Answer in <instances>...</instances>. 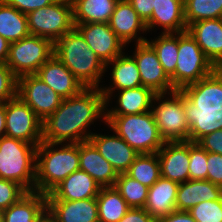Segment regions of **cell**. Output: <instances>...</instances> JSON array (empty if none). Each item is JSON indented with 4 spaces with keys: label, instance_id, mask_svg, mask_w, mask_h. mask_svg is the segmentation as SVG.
<instances>
[{
    "label": "cell",
    "instance_id": "cell-1",
    "mask_svg": "<svg viewBox=\"0 0 222 222\" xmlns=\"http://www.w3.org/2000/svg\"><path fill=\"white\" fill-rule=\"evenodd\" d=\"M106 124V99L100 88H84L79 94L63 99L60 106L42 124L43 141L80 143L89 140V127Z\"/></svg>",
    "mask_w": 222,
    "mask_h": 222
},
{
    "label": "cell",
    "instance_id": "cell-2",
    "mask_svg": "<svg viewBox=\"0 0 222 222\" xmlns=\"http://www.w3.org/2000/svg\"><path fill=\"white\" fill-rule=\"evenodd\" d=\"M185 95V112L190 127L189 141L222 129V69L181 89Z\"/></svg>",
    "mask_w": 222,
    "mask_h": 222
},
{
    "label": "cell",
    "instance_id": "cell-3",
    "mask_svg": "<svg viewBox=\"0 0 222 222\" xmlns=\"http://www.w3.org/2000/svg\"><path fill=\"white\" fill-rule=\"evenodd\" d=\"M54 54L85 88H100L105 64L74 28L54 43Z\"/></svg>",
    "mask_w": 222,
    "mask_h": 222
},
{
    "label": "cell",
    "instance_id": "cell-4",
    "mask_svg": "<svg viewBox=\"0 0 222 222\" xmlns=\"http://www.w3.org/2000/svg\"><path fill=\"white\" fill-rule=\"evenodd\" d=\"M76 170H79V143L42 141L36 150L34 191L47 195Z\"/></svg>",
    "mask_w": 222,
    "mask_h": 222
},
{
    "label": "cell",
    "instance_id": "cell-5",
    "mask_svg": "<svg viewBox=\"0 0 222 222\" xmlns=\"http://www.w3.org/2000/svg\"><path fill=\"white\" fill-rule=\"evenodd\" d=\"M37 146L20 139L0 138V179L19 183L27 192L34 191Z\"/></svg>",
    "mask_w": 222,
    "mask_h": 222
},
{
    "label": "cell",
    "instance_id": "cell-6",
    "mask_svg": "<svg viewBox=\"0 0 222 222\" xmlns=\"http://www.w3.org/2000/svg\"><path fill=\"white\" fill-rule=\"evenodd\" d=\"M106 125L139 154L157 153L165 142L159 135L151 111L131 115H106Z\"/></svg>",
    "mask_w": 222,
    "mask_h": 222
},
{
    "label": "cell",
    "instance_id": "cell-7",
    "mask_svg": "<svg viewBox=\"0 0 222 222\" xmlns=\"http://www.w3.org/2000/svg\"><path fill=\"white\" fill-rule=\"evenodd\" d=\"M151 112L159 135L165 142L189 141L190 127L185 112V95L181 90L155 93Z\"/></svg>",
    "mask_w": 222,
    "mask_h": 222
},
{
    "label": "cell",
    "instance_id": "cell-8",
    "mask_svg": "<svg viewBox=\"0 0 222 222\" xmlns=\"http://www.w3.org/2000/svg\"><path fill=\"white\" fill-rule=\"evenodd\" d=\"M216 69L188 31L178 33L177 64L175 74L170 78L176 90L198 82Z\"/></svg>",
    "mask_w": 222,
    "mask_h": 222
},
{
    "label": "cell",
    "instance_id": "cell-9",
    "mask_svg": "<svg viewBox=\"0 0 222 222\" xmlns=\"http://www.w3.org/2000/svg\"><path fill=\"white\" fill-rule=\"evenodd\" d=\"M54 55V43L44 37L29 35L9 45L7 66L19 78L36 74Z\"/></svg>",
    "mask_w": 222,
    "mask_h": 222
},
{
    "label": "cell",
    "instance_id": "cell-10",
    "mask_svg": "<svg viewBox=\"0 0 222 222\" xmlns=\"http://www.w3.org/2000/svg\"><path fill=\"white\" fill-rule=\"evenodd\" d=\"M27 18L30 35L48 38L53 43L75 28L71 0H57L30 12Z\"/></svg>",
    "mask_w": 222,
    "mask_h": 222
},
{
    "label": "cell",
    "instance_id": "cell-11",
    "mask_svg": "<svg viewBox=\"0 0 222 222\" xmlns=\"http://www.w3.org/2000/svg\"><path fill=\"white\" fill-rule=\"evenodd\" d=\"M5 136L38 146L43 141V121L17 95L5 102Z\"/></svg>",
    "mask_w": 222,
    "mask_h": 222
},
{
    "label": "cell",
    "instance_id": "cell-12",
    "mask_svg": "<svg viewBox=\"0 0 222 222\" xmlns=\"http://www.w3.org/2000/svg\"><path fill=\"white\" fill-rule=\"evenodd\" d=\"M17 95L44 121L61 104L63 98L38 76L18 78Z\"/></svg>",
    "mask_w": 222,
    "mask_h": 222
},
{
    "label": "cell",
    "instance_id": "cell-13",
    "mask_svg": "<svg viewBox=\"0 0 222 222\" xmlns=\"http://www.w3.org/2000/svg\"><path fill=\"white\" fill-rule=\"evenodd\" d=\"M133 45L135 48L131 56L135 59L139 69L142 86L150 88L154 93H167L176 90L153 47L147 41Z\"/></svg>",
    "mask_w": 222,
    "mask_h": 222
},
{
    "label": "cell",
    "instance_id": "cell-14",
    "mask_svg": "<svg viewBox=\"0 0 222 222\" xmlns=\"http://www.w3.org/2000/svg\"><path fill=\"white\" fill-rule=\"evenodd\" d=\"M75 28L104 64L113 61L127 48L108 23L75 24Z\"/></svg>",
    "mask_w": 222,
    "mask_h": 222
},
{
    "label": "cell",
    "instance_id": "cell-15",
    "mask_svg": "<svg viewBox=\"0 0 222 222\" xmlns=\"http://www.w3.org/2000/svg\"><path fill=\"white\" fill-rule=\"evenodd\" d=\"M108 24L127 49L131 42L137 44L147 40L144 37L148 33L146 23L128 0H118Z\"/></svg>",
    "mask_w": 222,
    "mask_h": 222
},
{
    "label": "cell",
    "instance_id": "cell-16",
    "mask_svg": "<svg viewBox=\"0 0 222 222\" xmlns=\"http://www.w3.org/2000/svg\"><path fill=\"white\" fill-rule=\"evenodd\" d=\"M113 134L94 132L89 140L94 144L99 153L113 166L118 174L126 173L134 159L139 154L127 144L114 130Z\"/></svg>",
    "mask_w": 222,
    "mask_h": 222
},
{
    "label": "cell",
    "instance_id": "cell-17",
    "mask_svg": "<svg viewBox=\"0 0 222 222\" xmlns=\"http://www.w3.org/2000/svg\"><path fill=\"white\" fill-rule=\"evenodd\" d=\"M157 155L161 177L177 183L189 180V141L164 142Z\"/></svg>",
    "mask_w": 222,
    "mask_h": 222
},
{
    "label": "cell",
    "instance_id": "cell-18",
    "mask_svg": "<svg viewBox=\"0 0 222 222\" xmlns=\"http://www.w3.org/2000/svg\"><path fill=\"white\" fill-rule=\"evenodd\" d=\"M46 205L47 217L52 222H99L97 198L46 200Z\"/></svg>",
    "mask_w": 222,
    "mask_h": 222
},
{
    "label": "cell",
    "instance_id": "cell-19",
    "mask_svg": "<svg viewBox=\"0 0 222 222\" xmlns=\"http://www.w3.org/2000/svg\"><path fill=\"white\" fill-rule=\"evenodd\" d=\"M63 99L79 94L85 87L54 54L35 74Z\"/></svg>",
    "mask_w": 222,
    "mask_h": 222
},
{
    "label": "cell",
    "instance_id": "cell-20",
    "mask_svg": "<svg viewBox=\"0 0 222 222\" xmlns=\"http://www.w3.org/2000/svg\"><path fill=\"white\" fill-rule=\"evenodd\" d=\"M187 31L212 64L222 69V18L192 23Z\"/></svg>",
    "mask_w": 222,
    "mask_h": 222
},
{
    "label": "cell",
    "instance_id": "cell-21",
    "mask_svg": "<svg viewBox=\"0 0 222 222\" xmlns=\"http://www.w3.org/2000/svg\"><path fill=\"white\" fill-rule=\"evenodd\" d=\"M154 94L150 88L144 86L113 91L105 98L106 115H131L151 111ZM113 98L117 99L114 101L117 105L111 106Z\"/></svg>",
    "mask_w": 222,
    "mask_h": 222
},
{
    "label": "cell",
    "instance_id": "cell-22",
    "mask_svg": "<svg viewBox=\"0 0 222 222\" xmlns=\"http://www.w3.org/2000/svg\"><path fill=\"white\" fill-rule=\"evenodd\" d=\"M146 27L151 34L158 27H161L162 34L187 31L184 0H154L152 16Z\"/></svg>",
    "mask_w": 222,
    "mask_h": 222
},
{
    "label": "cell",
    "instance_id": "cell-23",
    "mask_svg": "<svg viewBox=\"0 0 222 222\" xmlns=\"http://www.w3.org/2000/svg\"><path fill=\"white\" fill-rule=\"evenodd\" d=\"M111 68V69H110ZM111 77L108 86L103 84L100 87L101 92L106 98L113 91L123 89L137 88L142 86L141 76L135 59L128 53L117 56L113 61L105 64V72H109Z\"/></svg>",
    "mask_w": 222,
    "mask_h": 222
},
{
    "label": "cell",
    "instance_id": "cell-24",
    "mask_svg": "<svg viewBox=\"0 0 222 222\" xmlns=\"http://www.w3.org/2000/svg\"><path fill=\"white\" fill-rule=\"evenodd\" d=\"M100 188L101 186L87 172L79 169L47 194L46 200L79 201L96 198Z\"/></svg>",
    "mask_w": 222,
    "mask_h": 222
},
{
    "label": "cell",
    "instance_id": "cell-25",
    "mask_svg": "<svg viewBox=\"0 0 222 222\" xmlns=\"http://www.w3.org/2000/svg\"><path fill=\"white\" fill-rule=\"evenodd\" d=\"M79 169L87 172L101 187L114 186L119 175L90 140L79 143Z\"/></svg>",
    "mask_w": 222,
    "mask_h": 222
},
{
    "label": "cell",
    "instance_id": "cell-26",
    "mask_svg": "<svg viewBox=\"0 0 222 222\" xmlns=\"http://www.w3.org/2000/svg\"><path fill=\"white\" fill-rule=\"evenodd\" d=\"M47 217L46 194L28 191L1 212L0 222H42Z\"/></svg>",
    "mask_w": 222,
    "mask_h": 222
},
{
    "label": "cell",
    "instance_id": "cell-27",
    "mask_svg": "<svg viewBox=\"0 0 222 222\" xmlns=\"http://www.w3.org/2000/svg\"><path fill=\"white\" fill-rule=\"evenodd\" d=\"M222 187L208 180H187L179 183L176 198V210L189 211L200 202L220 200Z\"/></svg>",
    "mask_w": 222,
    "mask_h": 222
},
{
    "label": "cell",
    "instance_id": "cell-28",
    "mask_svg": "<svg viewBox=\"0 0 222 222\" xmlns=\"http://www.w3.org/2000/svg\"><path fill=\"white\" fill-rule=\"evenodd\" d=\"M179 183L160 177L148 189L144 209L156 220L176 210V198Z\"/></svg>",
    "mask_w": 222,
    "mask_h": 222
},
{
    "label": "cell",
    "instance_id": "cell-29",
    "mask_svg": "<svg viewBox=\"0 0 222 222\" xmlns=\"http://www.w3.org/2000/svg\"><path fill=\"white\" fill-rule=\"evenodd\" d=\"M118 0H71L74 24L109 23Z\"/></svg>",
    "mask_w": 222,
    "mask_h": 222
},
{
    "label": "cell",
    "instance_id": "cell-30",
    "mask_svg": "<svg viewBox=\"0 0 222 222\" xmlns=\"http://www.w3.org/2000/svg\"><path fill=\"white\" fill-rule=\"evenodd\" d=\"M96 198L99 222H119L130 209L114 186L101 187Z\"/></svg>",
    "mask_w": 222,
    "mask_h": 222
},
{
    "label": "cell",
    "instance_id": "cell-31",
    "mask_svg": "<svg viewBox=\"0 0 222 222\" xmlns=\"http://www.w3.org/2000/svg\"><path fill=\"white\" fill-rule=\"evenodd\" d=\"M0 35L10 43L30 35L27 15L0 0Z\"/></svg>",
    "mask_w": 222,
    "mask_h": 222
},
{
    "label": "cell",
    "instance_id": "cell-32",
    "mask_svg": "<svg viewBox=\"0 0 222 222\" xmlns=\"http://www.w3.org/2000/svg\"><path fill=\"white\" fill-rule=\"evenodd\" d=\"M157 53L165 73L171 78L175 74L178 55V33H159L154 39L146 40Z\"/></svg>",
    "mask_w": 222,
    "mask_h": 222
},
{
    "label": "cell",
    "instance_id": "cell-33",
    "mask_svg": "<svg viewBox=\"0 0 222 222\" xmlns=\"http://www.w3.org/2000/svg\"><path fill=\"white\" fill-rule=\"evenodd\" d=\"M126 173L142 185L150 188L161 177L157 153L138 154Z\"/></svg>",
    "mask_w": 222,
    "mask_h": 222
},
{
    "label": "cell",
    "instance_id": "cell-34",
    "mask_svg": "<svg viewBox=\"0 0 222 222\" xmlns=\"http://www.w3.org/2000/svg\"><path fill=\"white\" fill-rule=\"evenodd\" d=\"M187 27L195 22L222 18V0H184Z\"/></svg>",
    "mask_w": 222,
    "mask_h": 222
},
{
    "label": "cell",
    "instance_id": "cell-35",
    "mask_svg": "<svg viewBox=\"0 0 222 222\" xmlns=\"http://www.w3.org/2000/svg\"><path fill=\"white\" fill-rule=\"evenodd\" d=\"M114 187L130 208H144L149 189L147 186L142 185L127 173H120Z\"/></svg>",
    "mask_w": 222,
    "mask_h": 222
},
{
    "label": "cell",
    "instance_id": "cell-36",
    "mask_svg": "<svg viewBox=\"0 0 222 222\" xmlns=\"http://www.w3.org/2000/svg\"><path fill=\"white\" fill-rule=\"evenodd\" d=\"M189 180H207V151L189 141Z\"/></svg>",
    "mask_w": 222,
    "mask_h": 222
},
{
    "label": "cell",
    "instance_id": "cell-37",
    "mask_svg": "<svg viewBox=\"0 0 222 222\" xmlns=\"http://www.w3.org/2000/svg\"><path fill=\"white\" fill-rule=\"evenodd\" d=\"M188 212L196 222H222V198L200 202Z\"/></svg>",
    "mask_w": 222,
    "mask_h": 222
},
{
    "label": "cell",
    "instance_id": "cell-38",
    "mask_svg": "<svg viewBox=\"0 0 222 222\" xmlns=\"http://www.w3.org/2000/svg\"><path fill=\"white\" fill-rule=\"evenodd\" d=\"M26 193L19 183L0 179V213L15 204Z\"/></svg>",
    "mask_w": 222,
    "mask_h": 222
},
{
    "label": "cell",
    "instance_id": "cell-39",
    "mask_svg": "<svg viewBox=\"0 0 222 222\" xmlns=\"http://www.w3.org/2000/svg\"><path fill=\"white\" fill-rule=\"evenodd\" d=\"M18 78L6 63H0V103L17 96Z\"/></svg>",
    "mask_w": 222,
    "mask_h": 222
},
{
    "label": "cell",
    "instance_id": "cell-40",
    "mask_svg": "<svg viewBox=\"0 0 222 222\" xmlns=\"http://www.w3.org/2000/svg\"><path fill=\"white\" fill-rule=\"evenodd\" d=\"M207 180L222 187V155L207 152Z\"/></svg>",
    "mask_w": 222,
    "mask_h": 222
},
{
    "label": "cell",
    "instance_id": "cell-41",
    "mask_svg": "<svg viewBox=\"0 0 222 222\" xmlns=\"http://www.w3.org/2000/svg\"><path fill=\"white\" fill-rule=\"evenodd\" d=\"M3 1L8 5L13 6L21 13L27 15L30 12L48 6L57 0H3Z\"/></svg>",
    "mask_w": 222,
    "mask_h": 222
},
{
    "label": "cell",
    "instance_id": "cell-42",
    "mask_svg": "<svg viewBox=\"0 0 222 222\" xmlns=\"http://www.w3.org/2000/svg\"><path fill=\"white\" fill-rule=\"evenodd\" d=\"M197 143L207 152L222 155V129L205 135Z\"/></svg>",
    "mask_w": 222,
    "mask_h": 222
},
{
    "label": "cell",
    "instance_id": "cell-43",
    "mask_svg": "<svg viewBox=\"0 0 222 222\" xmlns=\"http://www.w3.org/2000/svg\"><path fill=\"white\" fill-rule=\"evenodd\" d=\"M144 208H130L119 222H156Z\"/></svg>",
    "mask_w": 222,
    "mask_h": 222
},
{
    "label": "cell",
    "instance_id": "cell-44",
    "mask_svg": "<svg viewBox=\"0 0 222 222\" xmlns=\"http://www.w3.org/2000/svg\"><path fill=\"white\" fill-rule=\"evenodd\" d=\"M128 2L145 23L151 18L154 0H128Z\"/></svg>",
    "mask_w": 222,
    "mask_h": 222
},
{
    "label": "cell",
    "instance_id": "cell-45",
    "mask_svg": "<svg viewBox=\"0 0 222 222\" xmlns=\"http://www.w3.org/2000/svg\"><path fill=\"white\" fill-rule=\"evenodd\" d=\"M156 222H196L188 211L174 210L167 216L157 219Z\"/></svg>",
    "mask_w": 222,
    "mask_h": 222
},
{
    "label": "cell",
    "instance_id": "cell-46",
    "mask_svg": "<svg viewBox=\"0 0 222 222\" xmlns=\"http://www.w3.org/2000/svg\"><path fill=\"white\" fill-rule=\"evenodd\" d=\"M10 42L0 35V63H6Z\"/></svg>",
    "mask_w": 222,
    "mask_h": 222
},
{
    "label": "cell",
    "instance_id": "cell-47",
    "mask_svg": "<svg viewBox=\"0 0 222 222\" xmlns=\"http://www.w3.org/2000/svg\"><path fill=\"white\" fill-rule=\"evenodd\" d=\"M5 103H0V138L5 136L6 126H5Z\"/></svg>",
    "mask_w": 222,
    "mask_h": 222
},
{
    "label": "cell",
    "instance_id": "cell-48",
    "mask_svg": "<svg viewBox=\"0 0 222 222\" xmlns=\"http://www.w3.org/2000/svg\"><path fill=\"white\" fill-rule=\"evenodd\" d=\"M42 222H52L48 217H46Z\"/></svg>",
    "mask_w": 222,
    "mask_h": 222
}]
</instances>
